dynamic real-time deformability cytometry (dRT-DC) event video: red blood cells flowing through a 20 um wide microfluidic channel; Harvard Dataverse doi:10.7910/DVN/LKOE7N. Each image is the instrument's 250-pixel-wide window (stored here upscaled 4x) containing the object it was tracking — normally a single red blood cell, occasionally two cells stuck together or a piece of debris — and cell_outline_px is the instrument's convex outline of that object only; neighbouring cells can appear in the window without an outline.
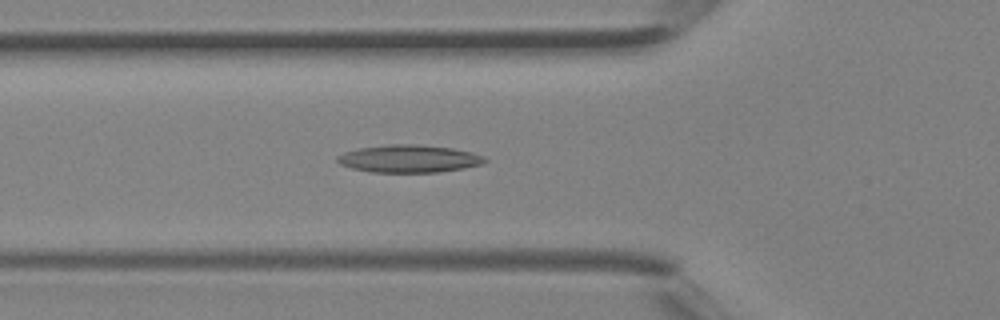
{"species": "Egyptian fruit bat (a non-hibernating species)", "species_latin": "Rousettus aegyptiacus", "temperature_condition": "room temperature", "stored_images_in_passage": 38, "camera_frame_rate_fps": 3000, "um_per_image_px": 0.085, "animal": {"sex": "female"}, "frame": {"image": 1, "passage_image": 14, "time_ms": 4.333, "image_size_px": [1000, 320], "cell_outline_px": [[488, 160], [480, 164], [464, 168], [436, 172], [372, 172], [352, 168], [340, 164], [336, 160], [336, 156], [344, 152], [360, 148], [388, 144], [420, 144], [452, 148], [472, 152], [484, 156]], "centroid_in_image_um": [34.75, 13.48], "position_along_channel_um": 91.0, "area_um2": 23.7}}
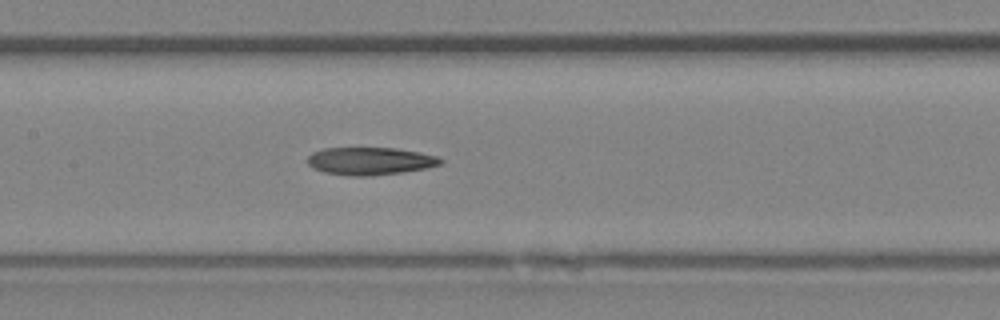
{"frame": {"image": 2, "passage_image": 19, "time_ms": 6.0, "image_size_px": [1000, 320], "cell_outline_px": [[444, 160], [440, 164], [424, 168], [400, 172], [368, 176], [348, 176], [324, 172], [312, 168], [308, 164], [308, 156], [312, 152], [324, 148], [396, 148], [420, 152], [440, 156]], "centroid_in_image_um": [31.45, 13.68], "position_along_channel_um": 176.0, "area_um2": 21.44}}
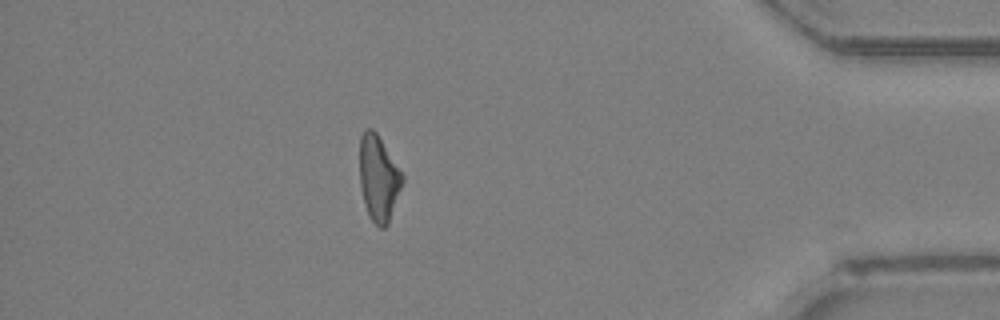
{"frame": {"image": 3, "passage_image": 35, "time_ms": 11.333, "image_size_px": [1000, 320], "cell_outline_px": [[404, 180], [388, 224], [384, 228], [380, 228], [368, 216], [364, 204], [360, 188], [360, 136], [364, 128], [372, 128], [376, 132], [404, 176]], "centroid_in_image_um": [32.16, 15.15], "position_along_channel_um": 403.0, "area_um2": 21.33}}